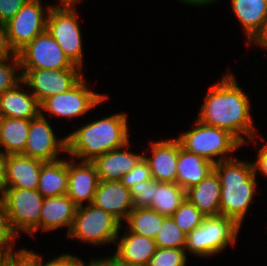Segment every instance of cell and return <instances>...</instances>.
<instances>
[{"label": "cell", "instance_id": "obj_1", "mask_svg": "<svg viewBox=\"0 0 267 266\" xmlns=\"http://www.w3.org/2000/svg\"><path fill=\"white\" fill-rule=\"evenodd\" d=\"M250 100L228 73L220 82L209 87L197 120L232 134L242 145L254 141ZM244 136V137H243Z\"/></svg>", "mask_w": 267, "mask_h": 266}, {"label": "cell", "instance_id": "obj_2", "mask_svg": "<svg viewBox=\"0 0 267 266\" xmlns=\"http://www.w3.org/2000/svg\"><path fill=\"white\" fill-rule=\"evenodd\" d=\"M66 140V152L73 159L93 161L130 142L126 114H114L88 123L66 136Z\"/></svg>", "mask_w": 267, "mask_h": 266}, {"label": "cell", "instance_id": "obj_3", "mask_svg": "<svg viewBox=\"0 0 267 266\" xmlns=\"http://www.w3.org/2000/svg\"><path fill=\"white\" fill-rule=\"evenodd\" d=\"M214 170L221 182L220 215L241 226L257 190L253 163L232 158L214 164Z\"/></svg>", "mask_w": 267, "mask_h": 266}, {"label": "cell", "instance_id": "obj_4", "mask_svg": "<svg viewBox=\"0 0 267 266\" xmlns=\"http://www.w3.org/2000/svg\"><path fill=\"white\" fill-rule=\"evenodd\" d=\"M192 130L181 134L177 139L181 147L190 153L197 154L213 164L234 157H225L242 144L228 131L206 125L198 120ZM213 157L217 158L214 160ZM219 157V158H218Z\"/></svg>", "mask_w": 267, "mask_h": 266}, {"label": "cell", "instance_id": "obj_5", "mask_svg": "<svg viewBox=\"0 0 267 266\" xmlns=\"http://www.w3.org/2000/svg\"><path fill=\"white\" fill-rule=\"evenodd\" d=\"M240 227L223 215L205 217L199 227L187 234L185 249L201 257L213 256L235 243Z\"/></svg>", "mask_w": 267, "mask_h": 266}, {"label": "cell", "instance_id": "obj_6", "mask_svg": "<svg viewBox=\"0 0 267 266\" xmlns=\"http://www.w3.org/2000/svg\"><path fill=\"white\" fill-rule=\"evenodd\" d=\"M78 206L71 230L70 238H77L92 244L113 243L119 238L121 222L111 213L93 204Z\"/></svg>", "mask_w": 267, "mask_h": 266}, {"label": "cell", "instance_id": "obj_7", "mask_svg": "<svg viewBox=\"0 0 267 266\" xmlns=\"http://www.w3.org/2000/svg\"><path fill=\"white\" fill-rule=\"evenodd\" d=\"M43 200L37 189L3 188L0 197L15 232L30 235L40 228Z\"/></svg>", "mask_w": 267, "mask_h": 266}, {"label": "cell", "instance_id": "obj_8", "mask_svg": "<svg viewBox=\"0 0 267 266\" xmlns=\"http://www.w3.org/2000/svg\"><path fill=\"white\" fill-rule=\"evenodd\" d=\"M76 14L73 7L53 5L48 12L46 30L68 59L82 69V39Z\"/></svg>", "mask_w": 267, "mask_h": 266}, {"label": "cell", "instance_id": "obj_9", "mask_svg": "<svg viewBox=\"0 0 267 266\" xmlns=\"http://www.w3.org/2000/svg\"><path fill=\"white\" fill-rule=\"evenodd\" d=\"M51 7L47 8V14L44 16L45 8L42 7L41 1L28 0L14 17L5 23L9 44L16 54L46 30Z\"/></svg>", "mask_w": 267, "mask_h": 266}, {"label": "cell", "instance_id": "obj_10", "mask_svg": "<svg viewBox=\"0 0 267 266\" xmlns=\"http://www.w3.org/2000/svg\"><path fill=\"white\" fill-rule=\"evenodd\" d=\"M20 69H67L75 66L56 40L45 30L17 53Z\"/></svg>", "mask_w": 267, "mask_h": 266}, {"label": "cell", "instance_id": "obj_11", "mask_svg": "<svg viewBox=\"0 0 267 266\" xmlns=\"http://www.w3.org/2000/svg\"><path fill=\"white\" fill-rule=\"evenodd\" d=\"M81 68L22 69L23 84L32 89L39 104L46 98L71 89L83 76ZM81 74V75H80Z\"/></svg>", "mask_w": 267, "mask_h": 266}, {"label": "cell", "instance_id": "obj_12", "mask_svg": "<svg viewBox=\"0 0 267 266\" xmlns=\"http://www.w3.org/2000/svg\"><path fill=\"white\" fill-rule=\"evenodd\" d=\"M104 99L106 100L107 96L90 91L86 86L84 77H82L68 91L46 98L40 104V112L46 110L55 116L75 118L85 115Z\"/></svg>", "mask_w": 267, "mask_h": 266}, {"label": "cell", "instance_id": "obj_13", "mask_svg": "<svg viewBox=\"0 0 267 266\" xmlns=\"http://www.w3.org/2000/svg\"><path fill=\"white\" fill-rule=\"evenodd\" d=\"M61 151H67L66 137L57 139L48 120L40 112L36 118L30 120L27 142L22 154L43 162H54L60 160L57 155Z\"/></svg>", "mask_w": 267, "mask_h": 266}, {"label": "cell", "instance_id": "obj_14", "mask_svg": "<svg viewBox=\"0 0 267 266\" xmlns=\"http://www.w3.org/2000/svg\"><path fill=\"white\" fill-rule=\"evenodd\" d=\"M92 204L111 213L120 222L135 208L130 189L121 181H99Z\"/></svg>", "mask_w": 267, "mask_h": 266}, {"label": "cell", "instance_id": "obj_15", "mask_svg": "<svg viewBox=\"0 0 267 266\" xmlns=\"http://www.w3.org/2000/svg\"><path fill=\"white\" fill-rule=\"evenodd\" d=\"M68 161V186L67 193L77 206H82L84 201L92 204L99 178L96 167L92 161Z\"/></svg>", "mask_w": 267, "mask_h": 266}, {"label": "cell", "instance_id": "obj_16", "mask_svg": "<svg viewBox=\"0 0 267 266\" xmlns=\"http://www.w3.org/2000/svg\"><path fill=\"white\" fill-rule=\"evenodd\" d=\"M44 163L23 154L7 155L3 188L37 189Z\"/></svg>", "mask_w": 267, "mask_h": 266}, {"label": "cell", "instance_id": "obj_17", "mask_svg": "<svg viewBox=\"0 0 267 266\" xmlns=\"http://www.w3.org/2000/svg\"><path fill=\"white\" fill-rule=\"evenodd\" d=\"M152 157L143 156L148 163L153 180L176 183L178 162V139L151 143Z\"/></svg>", "mask_w": 267, "mask_h": 266}, {"label": "cell", "instance_id": "obj_18", "mask_svg": "<svg viewBox=\"0 0 267 266\" xmlns=\"http://www.w3.org/2000/svg\"><path fill=\"white\" fill-rule=\"evenodd\" d=\"M129 142L120 148L109 151L96 157L94 163L99 181H120L143 158L142 155L133 154L126 149Z\"/></svg>", "mask_w": 267, "mask_h": 266}, {"label": "cell", "instance_id": "obj_19", "mask_svg": "<svg viewBox=\"0 0 267 266\" xmlns=\"http://www.w3.org/2000/svg\"><path fill=\"white\" fill-rule=\"evenodd\" d=\"M77 205L66 194L44 198L41 209L40 228L52 231L63 226L71 230Z\"/></svg>", "mask_w": 267, "mask_h": 266}, {"label": "cell", "instance_id": "obj_20", "mask_svg": "<svg viewBox=\"0 0 267 266\" xmlns=\"http://www.w3.org/2000/svg\"><path fill=\"white\" fill-rule=\"evenodd\" d=\"M221 182L215 170L186 190V198L205 216L220 215Z\"/></svg>", "mask_w": 267, "mask_h": 266}, {"label": "cell", "instance_id": "obj_21", "mask_svg": "<svg viewBox=\"0 0 267 266\" xmlns=\"http://www.w3.org/2000/svg\"><path fill=\"white\" fill-rule=\"evenodd\" d=\"M21 81L15 87L0 95V117L34 119L40 114V104L29 91L19 90Z\"/></svg>", "mask_w": 267, "mask_h": 266}, {"label": "cell", "instance_id": "obj_22", "mask_svg": "<svg viewBox=\"0 0 267 266\" xmlns=\"http://www.w3.org/2000/svg\"><path fill=\"white\" fill-rule=\"evenodd\" d=\"M214 170V164L181 147L178 140V162L176 183L185 191L199 184Z\"/></svg>", "mask_w": 267, "mask_h": 266}, {"label": "cell", "instance_id": "obj_23", "mask_svg": "<svg viewBox=\"0 0 267 266\" xmlns=\"http://www.w3.org/2000/svg\"><path fill=\"white\" fill-rule=\"evenodd\" d=\"M124 234L116 243L117 251L113 256L124 263L146 265L157 248L155 240L129 230Z\"/></svg>", "mask_w": 267, "mask_h": 266}, {"label": "cell", "instance_id": "obj_24", "mask_svg": "<svg viewBox=\"0 0 267 266\" xmlns=\"http://www.w3.org/2000/svg\"><path fill=\"white\" fill-rule=\"evenodd\" d=\"M231 6L250 43L267 18V0H231Z\"/></svg>", "mask_w": 267, "mask_h": 266}, {"label": "cell", "instance_id": "obj_25", "mask_svg": "<svg viewBox=\"0 0 267 266\" xmlns=\"http://www.w3.org/2000/svg\"><path fill=\"white\" fill-rule=\"evenodd\" d=\"M68 161L45 162L41 169L37 191L44 197L61 196L67 193Z\"/></svg>", "mask_w": 267, "mask_h": 266}, {"label": "cell", "instance_id": "obj_26", "mask_svg": "<svg viewBox=\"0 0 267 266\" xmlns=\"http://www.w3.org/2000/svg\"><path fill=\"white\" fill-rule=\"evenodd\" d=\"M30 120L0 117V148L9 154H22L27 142Z\"/></svg>", "mask_w": 267, "mask_h": 266}, {"label": "cell", "instance_id": "obj_27", "mask_svg": "<svg viewBox=\"0 0 267 266\" xmlns=\"http://www.w3.org/2000/svg\"><path fill=\"white\" fill-rule=\"evenodd\" d=\"M149 208L164 216H172L186 199V191L177 183L153 180V194Z\"/></svg>", "mask_w": 267, "mask_h": 266}, {"label": "cell", "instance_id": "obj_28", "mask_svg": "<svg viewBox=\"0 0 267 266\" xmlns=\"http://www.w3.org/2000/svg\"><path fill=\"white\" fill-rule=\"evenodd\" d=\"M165 217L149 207H135L126 218L129 224L126 229L130 230L129 232L155 239Z\"/></svg>", "mask_w": 267, "mask_h": 266}, {"label": "cell", "instance_id": "obj_29", "mask_svg": "<svg viewBox=\"0 0 267 266\" xmlns=\"http://www.w3.org/2000/svg\"><path fill=\"white\" fill-rule=\"evenodd\" d=\"M185 234L174 222L171 216H166L160 231L155 237V243L160 248H186Z\"/></svg>", "mask_w": 267, "mask_h": 266}, {"label": "cell", "instance_id": "obj_30", "mask_svg": "<svg viewBox=\"0 0 267 266\" xmlns=\"http://www.w3.org/2000/svg\"><path fill=\"white\" fill-rule=\"evenodd\" d=\"M171 217L185 234H189L195 228L199 227L205 218L198 208L187 198L181 203Z\"/></svg>", "mask_w": 267, "mask_h": 266}, {"label": "cell", "instance_id": "obj_31", "mask_svg": "<svg viewBox=\"0 0 267 266\" xmlns=\"http://www.w3.org/2000/svg\"><path fill=\"white\" fill-rule=\"evenodd\" d=\"M184 248L157 247L146 266H185L187 257Z\"/></svg>", "mask_w": 267, "mask_h": 266}, {"label": "cell", "instance_id": "obj_32", "mask_svg": "<svg viewBox=\"0 0 267 266\" xmlns=\"http://www.w3.org/2000/svg\"><path fill=\"white\" fill-rule=\"evenodd\" d=\"M18 234L13 229L5 206L0 201V255H10L17 252L13 250V242Z\"/></svg>", "mask_w": 267, "mask_h": 266}, {"label": "cell", "instance_id": "obj_33", "mask_svg": "<svg viewBox=\"0 0 267 266\" xmlns=\"http://www.w3.org/2000/svg\"><path fill=\"white\" fill-rule=\"evenodd\" d=\"M8 59L0 61V95L7 90L12 89L22 81V74L16 75L20 67V60L16 54L10 60L11 64H7ZM16 71V72H15ZM20 75V76H19Z\"/></svg>", "mask_w": 267, "mask_h": 266}, {"label": "cell", "instance_id": "obj_34", "mask_svg": "<svg viewBox=\"0 0 267 266\" xmlns=\"http://www.w3.org/2000/svg\"><path fill=\"white\" fill-rule=\"evenodd\" d=\"M149 180H153L152 173L148 163L142 158L134 168L122 176L120 181L126 188L130 189L139 182H146Z\"/></svg>", "mask_w": 267, "mask_h": 266}, {"label": "cell", "instance_id": "obj_35", "mask_svg": "<svg viewBox=\"0 0 267 266\" xmlns=\"http://www.w3.org/2000/svg\"><path fill=\"white\" fill-rule=\"evenodd\" d=\"M134 207H149L152 201L153 180L139 182L130 188Z\"/></svg>", "mask_w": 267, "mask_h": 266}, {"label": "cell", "instance_id": "obj_36", "mask_svg": "<svg viewBox=\"0 0 267 266\" xmlns=\"http://www.w3.org/2000/svg\"><path fill=\"white\" fill-rule=\"evenodd\" d=\"M38 264V266H77L80 258L70 254H64L57 258L43 263L42 256L31 252L30 250L24 249Z\"/></svg>", "mask_w": 267, "mask_h": 266}, {"label": "cell", "instance_id": "obj_37", "mask_svg": "<svg viewBox=\"0 0 267 266\" xmlns=\"http://www.w3.org/2000/svg\"><path fill=\"white\" fill-rule=\"evenodd\" d=\"M28 0H0V23L5 24Z\"/></svg>", "mask_w": 267, "mask_h": 266}, {"label": "cell", "instance_id": "obj_38", "mask_svg": "<svg viewBox=\"0 0 267 266\" xmlns=\"http://www.w3.org/2000/svg\"><path fill=\"white\" fill-rule=\"evenodd\" d=\"M4 266H38L37 262L23 249L6 256Z\"/></svg>", "mask_w": 267, "mask_h": 266}, {"label": "cell", "instance_id": "obj_39", "mask_svg": "<svg viewBox=\"0 0 267 266\" xmlns=\"http://www.w3.org/2000/svg\"><path fill=\"white\" fill-rule=\"evenodd\" d=\"M16 55L15 51L11 48L8 41V34L6 25L0 23V61L11 59Z\"/></svg>", "mask_w": 267, "mask_h": 266}, {"label": "cell", "instance_id": "obj_40", "mask_svg": "<svg viewBox=\"0 0 267 266\" xmlns=\"http://www.w3.org/2000/svg\"><path fill=\"white\" fill-rule=\"evenodd\" d=\"M258 158L253 163V168L255 173L259 170L264 176L267 177V143L261 145V148H259L258 151Z\"/></svg>", "mask_w": 267, "mask_h": 266}, {"label": "cell", "instance_id": "obj_41", "mask_svg": "<svg viewBox=\"0 0 267 266\" xmlns=\"http://www.w3.org/2000/svg\"><path fill=\"white\" fill-rule=\"evenodd\" d=\"M254 42L260 47L267 48V18L263 24L262 29L260 32L256 35V37L250 42V44Z\"/></svg>", "mask_w": 267, "mask_h": 266}, {"label": "cell", "instance_id": "obj_42", "mask_svg": "<svg viewBox=\"0 0 267 266\" xmlns=\"http://www.w3.org/2000/svg\"><path fill=\"white\" fill-rule=\"evenodd\" d=\"M6 158L7 154L0 150V196L4 187Z\"/></svg>", "mask_w": 267, "mask_h": 266}, {"label": "cell", "instance_id": "obj_43", "mask_svg": "<svg viewBox=\"0 0 267 266\" xmlns=\"http://www.w3.org/2000/svg\"><path fill=\"white\" fill-rule=\"evenodd\" d=\"M77 266H111L110 262L107 259H103V260H92L90 263H88V265H86L83 260H79V263Z\"/></svg>", "mask_w": 267, "mask_h": 266}, {"label": "cell", "instance_id": "obj_44", "mask_svg": "<svg viewBox=\"0 0 267 266\" xmlns=\"http://www.w3.org/2000/svg\"><path fill=\"white\" fill-rule=\"evenodd\" d=\"M111 266H146V265H137V264H128L117 260L114 256L107 258Z\"/></svg>", "mask_w": 267, "mask_h": 266}, {"label": "cell", "instance_id": "obj_45", "mask_svg": "<svg viewBox=\"0 0 267 266\" xmlns=\"http://www.w3.org/2000/svg\"><path fill=\"white\" fill-rule=\"evenodd\" d=\"M180 1H183L184 3H188L190 5L194 4V5H206V0H180Z\"/></svg>", "mask_w": 267, "mask_h": 266}, {"label": "cell", "instance_id": "obj_46", "mask_svg": "<svg viewBox=\"0 0 267 266\" xmlns=\"http://www.w3.org/2000/svg\"><path fill=\"white\" fill-rule=\"evenodd\" d=\"M82 0H62V7H73L74 3Z\"/></svg>", "mask_w": 267, "mask_h": 266}, {"label": "cell", "instance_id": "obj_47", "mask_svg": "<svg viewBox=\"0 0 267 266\" xmlns=\"http://www.w3.org/2000/svg\"><path fill=\"white\" fill-rule=\"evenodd\" d=\"M6 255H0V266L5 265Z\"/></svg>", "mask_w": 267, "mask_h": 266}, {"label": "cell", "instance_id": "obj_48", "mask_svg": "<svg viewBox=\"0 0 267 266\" xmlns=\"http://www.w3.org/2000/svg\"><path fill=\"white\" fill-rule=\"evenodd\" d=\"M215 0H206V5H208L209 3H214Z\"/></svg>", "mask_w": 267, "mask_h": 266}]
</instances>
